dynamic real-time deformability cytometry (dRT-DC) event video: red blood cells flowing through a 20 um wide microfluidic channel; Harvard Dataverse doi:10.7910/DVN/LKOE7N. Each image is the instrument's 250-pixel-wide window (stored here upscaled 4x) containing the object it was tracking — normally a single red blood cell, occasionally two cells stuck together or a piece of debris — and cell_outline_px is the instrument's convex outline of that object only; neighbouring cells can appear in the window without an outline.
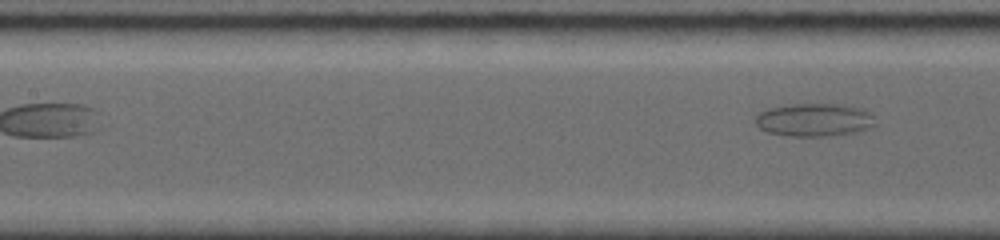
{"species": "common noctule bat (a hibernating species)", "species_latin": "Nyctalus noctula", "temperature_condition": "room temperature", "stored_images_in_passage": 14, "segment_of_instrument_passage": [2, 2], "camera_frame_rate_fps": 5000, "um_per_image_px": 0.085, "animal": {"sex": "female", "body_mass_g": 19.0, "forearm_length_mm": 56.7}, "frame": {"image": 1, "passage_image": 14, "time_ms": 6.0, "image_size_px": [1000, 240], "cell_outline_px": [[876, 124], [872, 128], [832, 136], [784, 136], [768, 132], [760, 128], [752, 120], [760, 112], [768, 108], [792, 104], [836, 104], [860, 108], [872, 112]], "centroid_in_image_um": [69.21, 10.19], "position_along_channel_um": 138.2, "area_um2": 23.29}}